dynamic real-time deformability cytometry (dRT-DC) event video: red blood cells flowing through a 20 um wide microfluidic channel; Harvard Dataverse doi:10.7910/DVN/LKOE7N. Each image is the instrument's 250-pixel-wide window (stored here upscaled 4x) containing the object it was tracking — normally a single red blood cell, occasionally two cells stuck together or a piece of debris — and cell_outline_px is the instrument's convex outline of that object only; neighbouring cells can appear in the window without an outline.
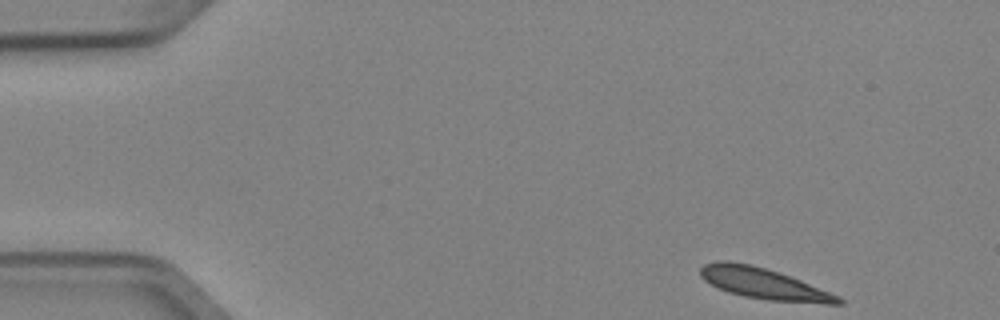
{"species": "Egyptian fruit bat (a non-hibernating species)", "species_latin": "Rousettus aegyptiacus", "temperature_condition": "cold", "stored_images_in_passage": 3, "camera_frame_rate_fps": 3000, "um_per_image_px": 0.085, "animal": {"sex": "female"}, "frame": {"image": 1, "passage_image": 1, "time_ms": 0.0, "image_size_px": [1000, 320], "cell_outline_px": [[844, 304], [824, 304], [768, 300], [744, 296], [728, 292], [704, 280], [700, 276], [700, 268], [704, 264], [720, 260], [728, 260], [748, 264], [764, 268], [800, 280], [840, 296], [844, 300]], "centroid_in_image_um": [64.93, 24.12], "position_along_channel_um": 20.1, "area_um2": 24.68}}
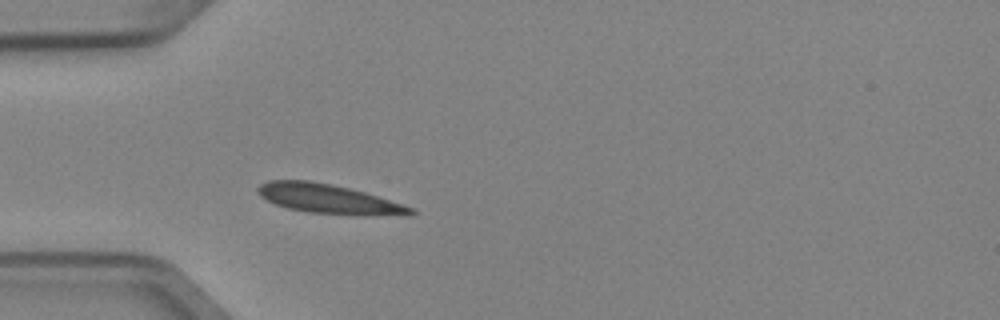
{"frame": {"image": 2, "passage_image": 3, "time_ms": 0.667, "image_size_px": [1000, 320], "cell_outline_px": [[416, 212], [412, 216], [364, 216], [308, 212], [288, 208], [276, 204], [260, 196], [256, 192], [256, 188], [260, 184], [268, 180], [308, 180], [348, 188], [364, 192], [412, 208]], "centroid_in_image_um": [27.94, 16.93], "position_along_channel_um": 57.1, "area_um2": 26.13}}